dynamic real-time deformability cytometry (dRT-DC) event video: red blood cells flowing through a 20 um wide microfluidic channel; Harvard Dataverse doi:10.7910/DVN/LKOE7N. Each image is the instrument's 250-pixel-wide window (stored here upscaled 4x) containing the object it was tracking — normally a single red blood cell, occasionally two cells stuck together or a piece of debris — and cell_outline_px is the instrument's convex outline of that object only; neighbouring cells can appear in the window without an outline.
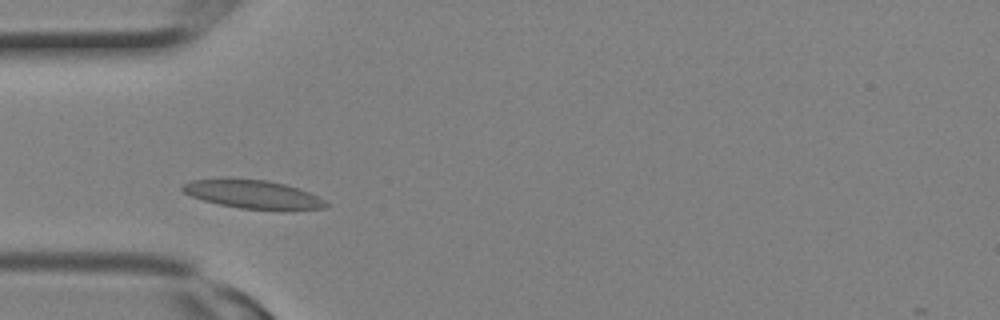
{"species": "Egyptian fruit bat (a non-hibernating species)", "species_latin": "Rousettus aegyptiacus", "temperature_condition": "room temperature", "stored_images_in_passage": 8, "camera_frame_rate_fps": 3000, "um_per_image_px": 0.085, "animal": {"sex": "female"}, "frame": {"image": 1, "passage_image": 5, "time_ms": 1.333, "image_size_px": [1000, 320], "cell_outline_px": [[332, 204], [328, 208], [240, 208], [220, 204], [204, 200], [192, 196], [184, 192], [180, 188], [184, 184], [192, 180], [224, 176], [268, 180], [284, 184], [308, 192]], "centroid_in_image_um": [21.41, 16.45], "position_along_channel_um": 63.6, "area_um2": 23.58}}
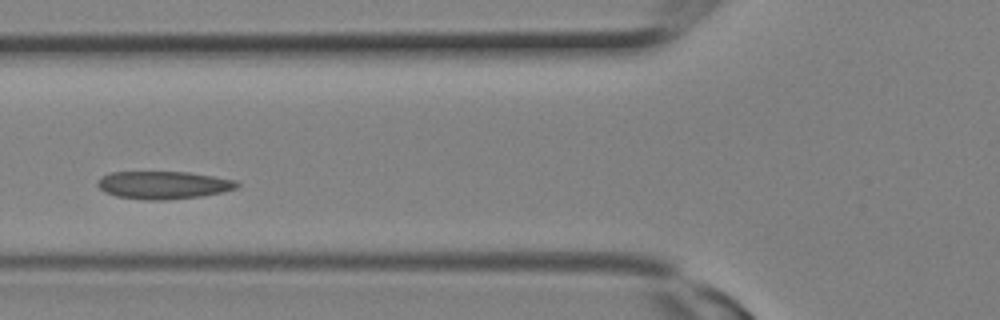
{"frame": {"image": 2, "passage_image": 7, "time_ms": 2.0, "image_size_px": [1000, 320], "cell_outline_px": [[240, 184], [236, 188], [220, 192], [200, 196], [164, 200], [148, 200], [116, 196], [104, 192], [96, 184], [96, 180], [100, 176], [112, 172], [188, 172], [236, 180]], "centroid_in_image_um": [13.83, 15.72], "position_along_channel_um": 112.0, "area_um2": 22.48}}